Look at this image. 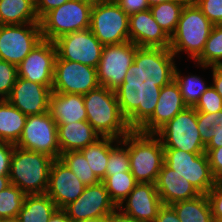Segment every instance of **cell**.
Segmentation results:
<instances>
[{"mask_svg": "<svg viewBox=\"0 0 222 222\" xmlns=\"http://www.w3.org/2000/svg\"><path fill=\"white\" fill-rule=\"evenodd\" d=\"M186 107L176 81L156 63L149 70L134 103V128L155 134Z\"/></svg>", "mask_w": 222, "mask_h": 222, "instance_id": "6da1fadb", "label": "cell"}, {"mask_svg": "<svg viewBox=\"0 0 222 222\" xmlns=\"http://www.w3.org/2000/svg\"><path fill=\"white\" fill-rule=\"evenodd\" d=\"M155 64L131 41L104 45L96 68L98 81L100 86L119 92L135 103L149 70Z\"/></svg>", "mask_w": 222, "mask_h": 222, "instance_id": "7a4b0ae2", "label": "cell"}, {"mask_svg": "<svg viewBox=\"0 0 222 222\" xmlns=\"http://www.w3.org/2000/svg\"><path fill=\"white\" fill-rule=\"evenodd\" d=\"M84 96L87 121L101 137L120 140L134 128V103L104 86Z\"/></svg>", "mask_w": 222, "mask_h": 222, "instance_id": "3957f363", "label": "cell"}, {"mask_svg": "<svg viewBox=\"0 0 222 222\" xmlns=\"http://www.w3.org/2000/svg\"><path fill=\"white\" fill-rule=\"evenodd\" d=\"M213 26L197 4L189 0L170 37L169 51L160 61H175L180 52L186 53L188 58L195 61L202 54Z\"/></svg>", "mask_w": 222, "mask_h": 222, "instance_id": "277c9868", "label": "cell"}, {"mask_svg": "<svg viewBox=\"0 0 222 222\" xmlns=\"http://www.w3.org/2000/svg\"><path fill=\"white\" fill-rule=\"evenodd\" d=\"M53 158L47 154L14 147L10 165V183L25 194H45Z\"/></svg>", "mask_w": 222, "mask_h": 222, "instance_id": "5b68a950", "label": "cell"}, {"mask_svg": "<svg viewBox=\"0 0 222 222\" xmlns=\"http://www.w3.org/2000/svg\"><path fill=\"white\" fill-rule=\"evenodd\" d=\"M130 171L137 183L155 184L164 163V148L155 134L133 128L128 133Z\"/></svg>", "mask_w": 222, "mask_h": 222, "instance_id": "8992f818", "label": "cell"}, {"mask_svg": "<svg viewBox=\"0 0 222 222\" xmlns=\"http://www.w3.org/2000/svg\"><path fill=\"white\" fill-rule=\"evenodd\" d=\"M94 0H68L40 19L42 39L54 42L63 35L90 28Z\"/></svg>", "mask_w": 222, "mask_h": 222, "instance_id": "52a82bcc", "label": "cell"}, {"mask_svg": "<svg viewBox=\"0 0 222 222\" xmlns=\"http://www.w3.org/2000/svg\"><path fill=\"white\" fill-rule=\"evenodd\" d=\"M90 30L103 45L129 41V16L114 0H94Z\"/></svg>", "mask_w": 222, "mask_h": 222, "instance_id": "ba28073f", "label": "cell"}, {"mask_svg": "<svg viewBox=\"0 0 222 222\" xmlns=\"http://www.w3.org/2000/svg\"><path fill=\"white\" fill-rule=\"evenodd\" d=\"M155 135L162 142L164 149H177L190 153H205L197 127V111L186 107L174 118L162 126Z\"/></svg>", "mask_w": 222, "mask_h": 222, "instance_id": "9c48e42d", "label": "cell"}, {"mask_svg": "<svg viewBox=\"0 0 222 222\" xmlns=\"http://www.w3.org/2000/svg\"><path fill=\"white\" fill-rule=\"evenodd\" d=\"M164 163L185 178L200 193L207 194L215 185L206 153H190L177 149H164Z\"/></svg>", "mask_w": 222, "mask_h": 222, "instance_id": "30bf717a", "label": "cell"}, {"mask_svg": "<svg viewBox=\"0 0 222 222\" xmlns=\"http://www.w3.org/2000/svg\"><path fill=\"white\" fill-rule=\"evenodd\" d=\"M129 41L158 63L169 51L170 37L155 21L150 9L129 16Z\"/></svg>", "mask_w": 222, "mask_h": 222, "instance_id": "8fae6325", "label": "cell"}, {"mask_svg": "<svg viewBox=\"0 0 222 222\" xmlns=\"http://www.w3.org/2000/svg\"><path fill=\"white\" fill-rule=\"evenodd\" d=\"M15 146L47 154L54 160L60 159L57 124L50 113L28 115L22 135Z\"/></svg>", "mask_w": 222, "mask_h": 222, "instance_id": "7c38bea8", "label": "cell"}, {"mask_svg": "<svg viewBox=\"0 0 222 222\" xmlns=\"http://www.w3.org/2000/svg\"><path fill=\"white\" fill-rule=\"evenodd\" d=\"M41 40L40 23L0 25V59L18 66Z\"/></svg>", "mask_w": 222, "mask_h": 222, "instance_id": "4fadbf2b", "label": "cell"}, {"mask_svg": "<svg viewBox=\"0 0 222 222\" xmlns=\"http://www.w3.org/2000/svg\"><path fill=\"white\" fill-rule=\"evenodd\" d=\"M99 86L96 68L56 57L52 92L85 95Z\"/></svg>", "mask_w": 222, "mask_h": 222, "instance_id": "5bb4252c", "label": "cell"}, {"mask_svg": "<svg viewBox=\"0 0 222 222\" xmlns=\"http://www.w3.org/2000/svg\"><path fill=\"white\" fill-rule=\"evenodd\" d=\"M54 44L60 59L79 62L94 68L99 64L104 47L90 28L63 35L56 39Z\"/></svg>", "mask_w": 222, "mask_h": 222, "instance_id": "9a60e30c", "label": "cell"}, {"mask_svg": "<svg viewBox=\"0 0 222 222\" xmlns=\"http://www.w3.org/2000/svg\"><path fill=\"white\" fill-rule=\"evenodd\" d=\"M117 208L102 181L85 186L81 196L63 208L72 222L107 217Z\"/></svg>", "mask_w": 222, "mask_h": 222, "instance_id": "2e32d148", "label": "cell"}, {"mask_svg": "<svg viewBox=\"0 0 222 222\" xmlns=\"http://www.w3.org/2000/svg\"><path fill=\"white\" fill-rule=\"evenodd\" d=\"M56 57L54 42L42 39L17 66L18 77L52 87Z\"/></svg>", "mask_w": 222, "mask_h": 222, "instance_id": "e0dca14e", "label": "cell"}, {"mask_svg": "<svg viewBox=\"0 0 222 222\" xmlns=\"http://www.w3.org/2000/svg\"><path fill=\"white\" fill-rule=\"evenodd\" d=\"M85 185L60 159L53 160L48 179L46 194L56 204L58 209H63L69 203L78 199Z\"/></svg>", "mask_w": 222, "mask_h": 222, "instance_id": "ac0fdd59", "label": "cell"}, {"mask_svg": "<svg viewBox=\"0 0 222 222\" xmlns=\"http://www.w3.org/2000/svg\"><path fill=\"white\" fill-rule=\"evenodd\" d=\"M52 87L17 77L6 100L26 116L49 112Z\"/></svg>", "mask_w": 222, "mask_h": 222, "instance_id": "d6986e66", "label": "cell"}, {"mask_svg": "<svg viewBox=\"0 0 222 222\" xmlns=\"http://www.w3.org/2000/svg\"><path fill=\"white\" fill-rule=\"evenodd\" d=\"M162 205L155 184L137 183L117 208L139 222H154Z\"/></svg>", "mask_w": 222, "mask_h": 222, "instance_id": "ffe728a7", "label": "cell"}, {"mask_svg": "<svg viewBox=\"0 0 222 222\" xmlns=\"http://www.w3.org/2000/svg\"><path fill=\"white\" fill-rule=\"evenodd\" d=\"M163 204L171 205L199 196L200 193L185 178H179L175 171L163 163L155 182Z\"/></svg>", "mask_w": 222, "mask_h": 222, "instance_id": "44dd1931", "label": "cell"}, {"mask_svg": "<svg viewBox=\"0 0 222 222\" xmlns=\"http://www.w3.org/2000/svg\"><path fill=\"white\" fill-rule=\"evenodd\" d=\"M49 113L57 125L86 121L84 96L52 92L49 99Z\"/></svg>", "mask_w": 222, "mask_h": 222, "instance_id": "7402d4cb", "label": "cell"}, {"mask_svg": "<svg viewBox=\"0 0 222 222\" xmlns=\"http://www.w3.org/2000/svg\"><path fill=\"white\" fill-rule=\"evenodd\" d=\"M60 152L77 151L95 143L101 136L86 121L57 125Z\"/></svg>", "mask_w": 222, "mask_h": 222, "instance_id": "603a6c76", "label": "cell"}, {"mask_svg": "<svg viewBox=\"0 0 222 222\" xmlns=\"http://www.w3.org/2000/svg\"><path fill=\"white\" fill-rule=\"evenodd\" d=\"M158 64L176 81L184 103L188 107H194L201 95L211 85H207L203 78L198 75H183L177 68L175 61H159Z\"/></svg>", "mask_w": 222, "mask_h": 222, "instance_id": "cb8c5ba5", "label": "cell"}, {"mask_svg": "<svg viewBox=\"0 0 222 222\" xmlns=\"http://www.w3.org/2000/svg\"><path fill=\"white\" fill-rule=\"evenodd\" d=\"M56 204L45 194H26L17 216L19 222H48L57 210Z\"/></svg>", "mask_w": 222, "mask_h": 222, "instance_id": "d4e9b609", "label": "cell"}, {"mask_svg": "<svg viewBox=\"0 0 222 222\" xmlns=\"http://www.w3.org/2000/svg\"><path fill=\"white\" fill-rule=\"evenodd\" d=\"M27 116L6 99L0 103V141L16 145L19 141Z\"/></svg>", "mask_w": 222, "mask_h": 222, "instance_id": "484cf974", "label": "cell"}, {"mask_svg": "<svg viewBox=\"0 0 222 222\" xmlns=\"http://www.w3.org/2000/svg\"><path fill=\"white\" fill-rule=\"evenodd\" d=\"M39 22L34 0H0V25Z\"/></svg>", "mask_w": 222, "mask_h": 222, "instance_id": "4316f807", "label": "cell"}, {"mask_svg": "<svg viewBox=\"0 0 222 222\" xmlns=\"http://www.w3.org/2000/svg\"><path fill=\"white\" fill-rule=\"evenodd\" d=\"M180 222H214L206 194L171 204Z\"/></svg>", "mask_w": 222, "mask_h": 222, "instance_id": "83f0119b", "label": "cell"}, {"mask_svg": "<svg viewBox=\"0 0 222 222\" xmlns=\"http://www.w3.org/2000/svg\"><path fill=\"white\" fill-rule=\"evenodd\" d=\"M197 127L205 148L222 147V110L197 112Z\"/></svg>", "mask_w": 222, "mask_h": 222, "instance_id": "f1b7e54d", "label": "cell"}, {"mask_svg": "<svg viewBox=\"0 0 222 222\" xmlns=\"http://www.w3.org/2000/svg\"><path fill=\"white\" fill-rule=\"evenodd\" d=\"M115 140L112 137H101L95 143L80 150L85 156L91 171L100 181L105 178L109 150Z\"/></svg>", "mask_w": 222, "mask_h": 222, "instance_id": "f546056e", "label": "cell"}, {"mask_svg": "<svg viewBox=\"0 0 222 222\" xmlns=\"http://www.w3.org/2000/svg\"><path fill=\"white\" fill-rule=\"evenodd\" d=\"M189 0H171L150 7L155 21L171 37L175 32L183 7Z\"/></svg>", "mask_w": 222, "mask_h": 222, "instance_id": "4dcf8cb0", "label": "cell"}, {"mask_svg": "<svg viewBox=\"0 0 222 222\" xmlns=\"http://www.w3.org/2000/svg\"><path fill=\"white\" fill-rule=\"evenodd\" d=\"M194 62L204 70L222 66V23L213 26L202 54Z\"/></svg>", "mask_w": 222, "mask_h": 222, "instance_id": "1f68e13d", "label": "cell"}, {"mask_svg": "<svg viewBox=\"0 0 222 222\" xmlns=\"http://www.w3.org/2000/svg\"><path fill=\"white\" fill-rule=\"evenodd\" d=\"M102 182L109 193L110 199L117 207L133 191L137 184L131 171L114 175H105Z\"/></svg>", "mask_w": 222, "mask_h": 222, "instance_id": "d6a6232c", "label": "cell"}, {"mask_svg": "<svg viewBox=\"0 0 222 222\" xmlns=\"http://www.w3.org/2000/svg\"><path fill=\"white\" fill-rule=\"evenodd\" d=\"M60 160L72 170L85 186L100 182L93 171H91L85 156L80 150L62 153Z\"/></svg>", "mask_w": 222, "mask_h": 222, "instance_id": "836d02e7", "label": "cell"}, {"mask_svg": "<svg viewBox=\"0 0 222 222\" xmlns=\"http://www.w3.org/2000/svg\"><path fill=\"white\" fill-rule=\"evenodd\" d=\"M130 171L128 152V134L120 140H115L109 150L106 175H114Z\"/></svg>", "mask_w": 222, "mask_h": 222, "instance_id": "e575fe53", "label": "cell"}, {"mask_svg": "<svg viewBox=\"0 0 222 222\" xmlns=\"http://www.w3.org/2000/svg\"><path fill=\"white\" fill-rule=\"evenodd\" d=\"M26 194L10 184L0 192V219H17Z\"/></svg>", "mask_w": 222, "mask_h": 222, "instance_id": "d590c367", "label": "cell"}, {"mask_svg": "<svg viewBox=\"0 0 222 222\" xmlns=\"http://www.w3.org/2000/svg\"><path fill=\"white\" fill-rule=\"evenodd\" d=\"M18 77L17 66L0 59V96L6 99Z\"/></svg>", "mask_w": 222, "mask_h": 222, "instance_id": "8d00e7d4", "label": "cell"}, {"mask_svg": "<svg viewBox=\"0 0 222 222\" xmlns=\"http://www.w3.org/2000/svg\"><path fill=\"white\" fill-rule=\"evenodd\" d=\"M197 112L213 113L222 110V98L212 85L201 95L194 106Z\"/></svg>", "mask_w": 222, "mask_h": 222, "instance_id": "74e56055", "label": "cell"}, {"mask_svg": "<svg viewBox=\"0 0 222 222\" xmlns=\"http://www.w3.org/2000/svg\"><path fill=\"white\" fill-rule=\"evenodd\" d=\"M208 20L216 25L222 23V0H193Z\"/></svg>", "mask_w": 222, "mask_h": 222, "instance_id": "f35d334b", "label": "cell"}, {"mask_svg": "<svg viewBox=\"0 0 222 222\" xmlns=\"http://www.w3.org/2000/svg\"><path fill=\"white\" fill-rule=\"evenodd\" d=\"M206 195L214 222H222V181H216L213 188Z\"/></svg>", "mask_w": 222, "mask_h": 222, "instance_id": "ab89813d", "label": "cell"}, {"mask_svg": "<svg viewBox=\"0 0 222 222\" xmlns=\"http://www.w3.org/2000/svg\"><path fill=\"white\" fill-rule=\"evenodd\" d=\"M211 172L217 181H222V147L205 148Z\"/></svg>", "mask_w": 222, "mask_h": 222, "instance_id": "60d3db41", "label": "cell"}, {"mask_svg": "<svg viewBox=\"0 0 222 222\" xmlns=\"http://www.w3.org/2000/svg\"><path fill=\"white\" fill-rule=\"evenodd\" d=\"M14 147V144L0 141V176H9Z\"/></svg>", "mask_w": 222, "mask_h": 222, "instance_id": "b9f144b4", "label": "cell"}, {"mask_svg": "<svg viewBox=\"0 0 222 222\" xmlns=\"http://www.w3.org/2000/svg\"><path fill=\"white\" fill-rule=\"evenodd\" d=\"M114 1L128 16H131L140 11H145L150 9L147 0H114Z\"/></svg>", "mask_w": 222, "mask_h": 222, "instance_id": "7bdbcfd3", "label": "cell"}, {"mask_svg": "<svg viewBox=\"0 0 222 222\" xmlns=\"http://www.w3.org/2000/svg\"><path fill=\"white\" fill-rule=\"evenodd\" d=\"M68 0H34L35 9L39 20L49 11L61 6Z\"/></svg>", "mask_w": 222, "mask_h": 222, "instance_id": "ee69618b", "label": "cell"}, {"mask_svg": "<svg viewBox=\"0 0 222 222\" xmlns=\"http://www.w3.org/2000/svg\"><path fill=\"white\" fill-rule=\"evenodd\" d=\"M154 222H180V220L171 205L163 204Z\"/></svg>", "mask_w": 222, "mask_h": 222, "instance_id": "f6af8a7d", "label": "cell"}, {"mask_svg": "<svg viewBox=\"0 0 222 222\" xmlns=\"http://www.w3.org/2000/svg\"><path fill=\"white\" fill-rule=\"evenodd\" d=\"M212 72V83L213 88L218 92L222 98V66L209 67Z\"/></svg>", "mask_w": 222, "mask_h": 222, "instance_id": "bcb514c9", "label": "cell"}, {"mask_svg": "<svg viewBox=\"0 0 222 222\" xmlns=\"http://www.w3.org/2000/svg\"><path fill=\"white\" fill-rule=\"evenodd\" d=\"M107 222H139V221L127 214H124L119 208H116L107 216Z\"/></svg>", "mask_w": 222, "mask_h": 222, "instance_id": "7dc6e473", "label": "cell"}, {"mask_svg": "<svg viewBox=\"0 0 222 222\" xmlns=\"http://www.w3.org/2000/svg\"><path fill=\"white\" fill-rule=\"evenodd\" d=\"M48 222H72L63 209H57Z\"/></svg>", "mask_w": 222, "mask_h": 222, "instance_id": "c3c4849f", "label": "cell"}, {"mask_svg": "<svg viewBox=\"0 0 222 222\" xmlns=\"http://www.w3.org/2000/svg\"><path fill=\"white\" fill-rule=\"evenodd\" d=\"M9 176H0V192L10 185Z\"/></svg>", "mask_w": 222, "mask_h": 222, "instance_id": "681fc988", "label": "cell"}, {"mask_svg": "<svg viewBox=\"0 0 222 222\" xmlns=\"http://www.w3.org/2000/svg\"><path fill=\"white\" fill-rule=\"evenodd\" d=\"M168 1H171V0H147L150 7L160 4V3H163V2H168Z\"/></svg>", "mask_w": 222, "mask_h": 222, "instance_id": "f907efd6", "label": "cell"}, {"mask_svg": "<svg viewBox=\"0 0 222 222\" xmlns=\"http://www.w3.org/2000/svg\"><path fill=\"white\" fill-rule=\"evenodd\" d=\"M80 222H107V217L97 218V219H88Z\"/></svg>", "mask_w": 222, "mask_h": 222, "instance_id": "816d5d0a", "label": "cell"}, {"mask_svg": "<svg viewBox=\"0 0 222 222\" xmlns=\"http://www.w3.org/2000/svg\"><path fill=\"white\" fill-rule=\"evenodd\" d=\"M0 222H19L17 219H0Z\"/></svg>", "mask_w": 222, "mask_h": 222, "instance_id": "f5cc1de1", "label": "cell"}, {"mask_svg": "<svg viewBox=\"0 0 222 222\" xmlns=\"http://www.w3.org/2000/svg\"><path fill=\"white\" fill-rule=\"evenodd\" d=\"M4 100V98L2 96H0V103Z\"/></svg>", "mask_w": 222, "mask_h": 222, "instance_id": "db71d44e", "label": "cell"}]
</instances>
